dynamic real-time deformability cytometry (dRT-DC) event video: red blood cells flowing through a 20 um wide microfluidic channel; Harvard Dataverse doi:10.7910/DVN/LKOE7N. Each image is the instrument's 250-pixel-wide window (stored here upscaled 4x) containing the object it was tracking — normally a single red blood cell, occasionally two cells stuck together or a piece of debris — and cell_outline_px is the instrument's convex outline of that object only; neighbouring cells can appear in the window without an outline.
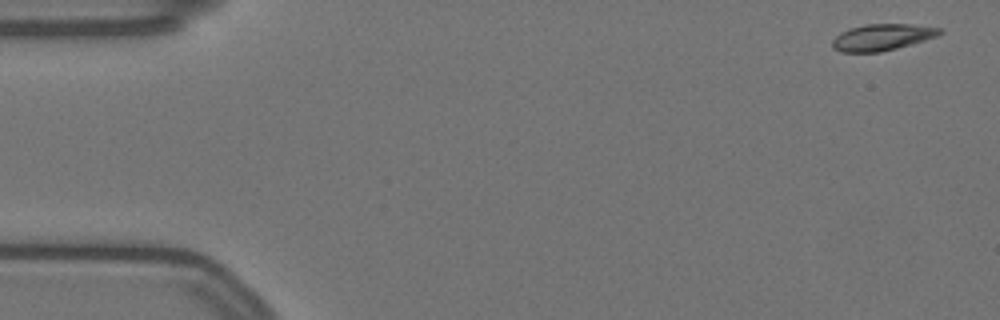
{"species": "Egyptian fruit bat (a non-hibernating species)", "species_latin": "Rousettus aegyptiacus", "temperature_condition": "warm", "stored_images_in_passage": 56, "camera_frame_rate_fps": 3000, "um_per_image_px": 0.085, "animal": {"sex": "female"}, "frame": {"image": 1, "passage_image": 1, "time_ms": 0.0, "image_size_px": [1000, 320], "cell_outline_px": [[944, 32], [940, 36], [896, 48], [880, 52], [840, 52], [832, 48], [832, 40], [840, 32], [864, 24], [912, 24], [944, 28]], "centroid_in_image_um": [75.03, 3.16], "position_along_channel_um": 10.0, "area_um2": 16.76}}
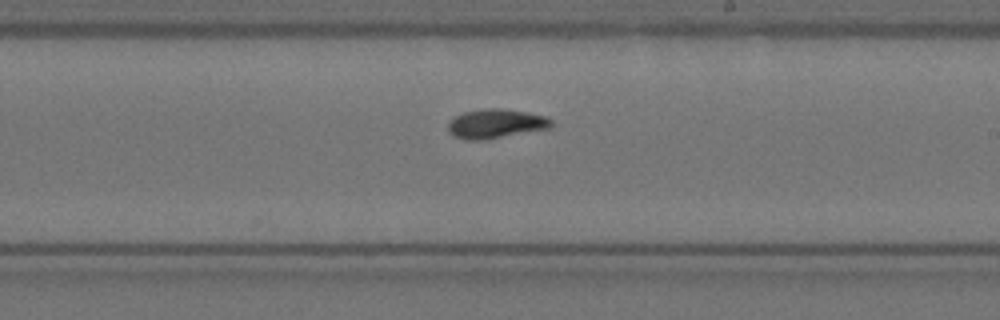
{"frame": {"image": 2, "passage_image": 32, "time_ms": 10.333, "image_size_px": [1000, 320], "cell_outline_px": [[552, 124], [548, 128], [488, 140], [464, 140], [452, 136], [448, 132], [448, 120], [452, 116], [464, 112], [484, 108], [500, 108], [524, 112], [544, 116], [552, 120]], "centroid_in_image_um": [42.04, 10.53], "position_along_channel_um": 247.0, "area_um2": 17.8}}
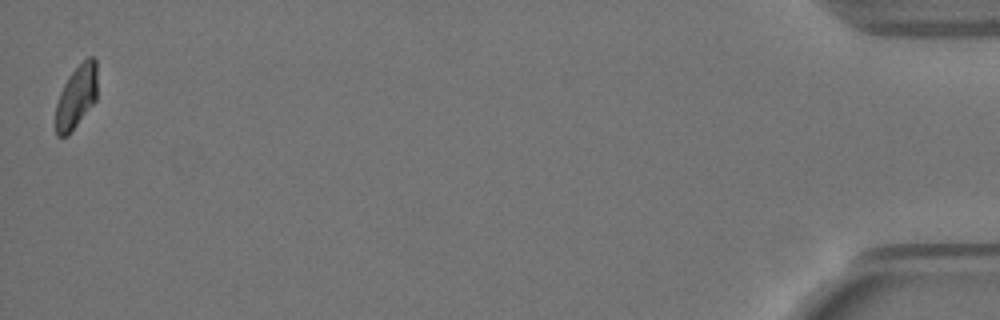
{"frame": {"image": 3, "passage_image": 56, "time_ms": 18.333, "image_size_px": [1000, 320], "cell_outline_px": [[96, 100], [68, 136], [56, 136], [56, 104], [60, 92], [68, 76], [88, 56], [92, 56], [96, 60]], "centroid_in_image_um": [6.48, 8.23], "position_along_channel_um": 428.7, "area_um2": 15.14}, "authors_computed_cell_mechanics": {"area_um2": 16.9643, "velocity_mm_per_s": 3.4961, "shape_relaxation_time_tau1_ms": 8.9124, "shape_relaxation_time_tau2_ms": 4.4586, "deformation_change_tau1": 0.2703, "deformation_change_tau2": 0.0332}}